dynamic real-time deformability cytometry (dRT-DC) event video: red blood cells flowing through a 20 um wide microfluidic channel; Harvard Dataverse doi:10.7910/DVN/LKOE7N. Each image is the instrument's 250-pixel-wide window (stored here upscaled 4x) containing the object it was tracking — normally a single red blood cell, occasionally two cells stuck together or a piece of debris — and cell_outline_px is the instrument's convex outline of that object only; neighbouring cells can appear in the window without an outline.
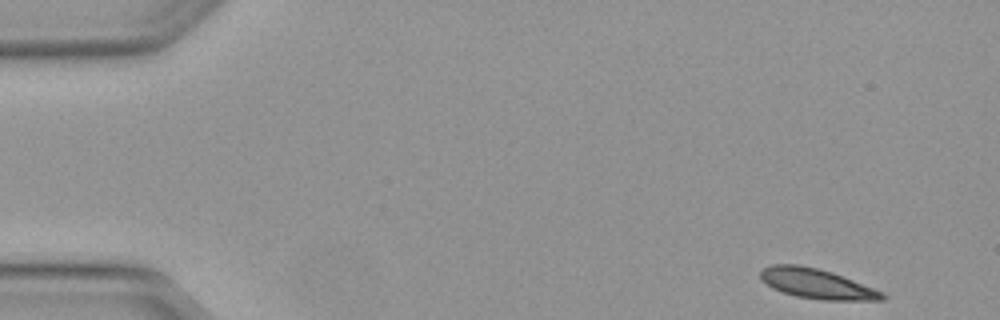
{"species": "Egyptian fruit bat (a non-hibernating species)", "species_latin": "Rousettus aegyptiacus", "temperature_condition": "warm", "stored_images_in_passage": 47, "camera_frame_rate_fps": 3000, "um_per_image_px": 0.085, "animal": {"sex": "female"}, "frame": {"image": 1, "passage_image": 1, "time_ms": 0.0, "image_size_px": [1000, 320], "cell_outline_px": [[888, 296], [884, 300], [820, 300], [796, 296], [772, 288], [760, 276], [760, 272], [764, 268], [772, 264], [796, 264], [816, 268], [832, 272], [844, 276], [884, 292]], "centroid_in_image_um": [69.48, 24.12], "position_along_channel_um": 15.5, "area_um2": 21.15}}
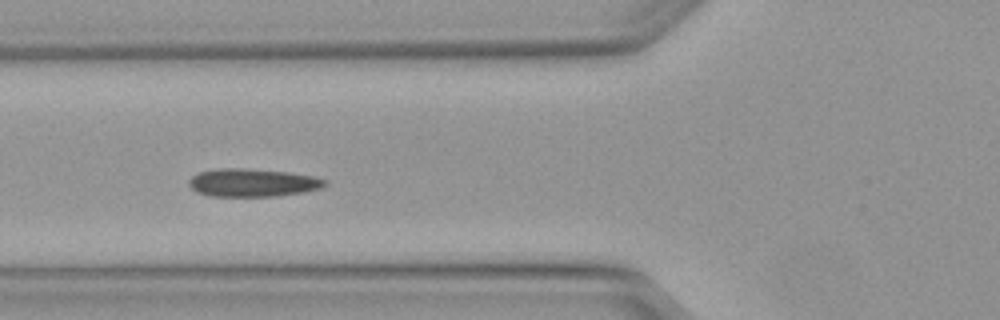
{"frame": {"image": 2, "passage_image": 16, "time_ms": 5.0, "image_size_px": [1000, 320], "cell_outline_px": [[328, 184], [320, 188], [304, 192], [276, 196], [208, 196], [196, 192], [188, 184], [188, 180], [192, 176], [200, 172], [216, 168], [244, 168], [288, 172], [312, 176], [328, 180]], "centroid_in_image_um": [21.46, 15.53], "position_along_channel_um": 104.3, "area_um2": 22.31}}
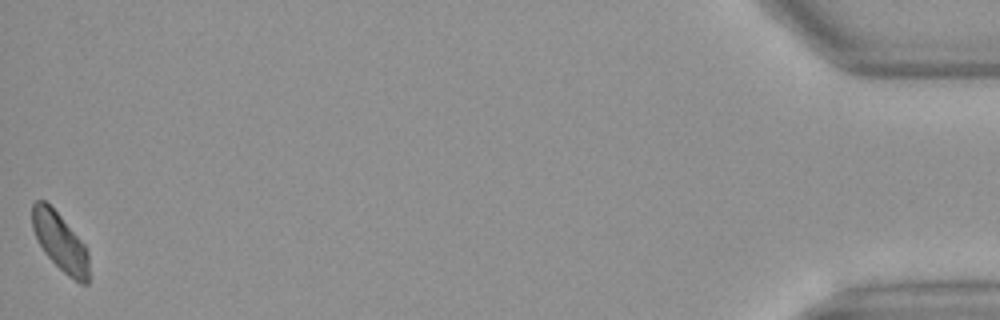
{"frame": {"image": 3, "passage_image": 47, "time_ms": 15.333, "image_size_px": [1000, 320], "cell_outline_px": [[88, 284], [80, 284], [68, 276], [44, 252], [32, 228], [32, 204], [36, 200], [44, 200], [60, 216], [84, 244], [88, 252]], "centroid_in_image_um": [5.11, 20.58], "position_along_channel_um": 430.1, "area_um2": 18.79}, "authors_computed_cell_mechanics": {"area_um2": 21.3282, "velocity_mm_per_s": 4.0919, "shape_relaxation_time_tau1_ms": 10.9033, "shape_relaxation_time_tau2_ms": 7.4185, "deformation_change_tau1": 0.1809, "deformation_change_tau2": 0.0831}}